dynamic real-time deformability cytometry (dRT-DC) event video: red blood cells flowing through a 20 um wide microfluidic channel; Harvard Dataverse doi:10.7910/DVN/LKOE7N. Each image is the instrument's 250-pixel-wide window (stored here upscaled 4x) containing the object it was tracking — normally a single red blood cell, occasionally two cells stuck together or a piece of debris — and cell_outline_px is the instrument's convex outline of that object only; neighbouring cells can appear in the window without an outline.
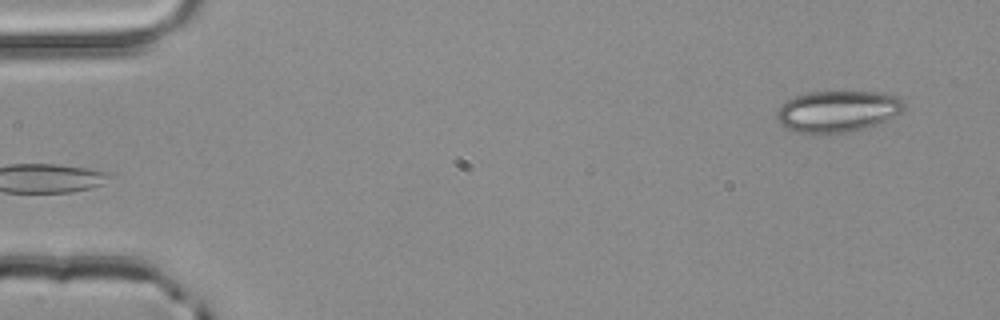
{"species": "common noctule bat (a hibernating species)", "species_latin": "Nyctalus noctula", "temperature_condition": "room temperature", "stored_images_in_passage": 3, "segment_of_instrument_passage": [2, 2], "camera_frame_rate_fps": 3000, "um_per_image_px": 0.085, "animal": {"sex": "male", "body_mass_g": 20.4}, "frame": {"image": 1, "passage_image": 3, "time_ms": 0.667, "image_size_px": [1000, 320], "cell_outline_px": [[904, 108], [900, 112], [868, 128], [828, 136], [796, 132], [784, 128], [780, 124], [776, 116], [776, 112], [780, 104], [796, 96], [808, 92], [880, 92], [896, 96], [904, 104]], "centroid_in_image_um": [71.12, 9.5], "position_along_channel_um": 13.9, "area_um2": 31.1}}